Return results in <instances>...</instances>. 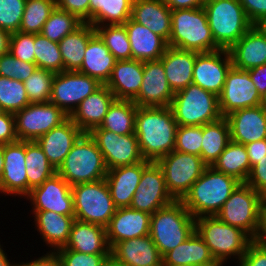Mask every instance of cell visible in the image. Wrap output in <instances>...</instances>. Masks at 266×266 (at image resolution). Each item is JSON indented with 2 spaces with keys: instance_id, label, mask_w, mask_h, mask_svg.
Listing matches in <instances>:
<instances>
[{
  "instance_id": "cell-22",
  "label": "cell",
  "mask_w": 266,
  "mask_h": 266,
  "mask_svg": "<svg viewBox=\"0 0 266 266\" xmlns=\"http://www.w3.org/2000/svg\"><path fill=\"white\" fill-rule=\"evenodd\" d=\"M151 214L120 207L106 226L107 241L112 248L116 243L149 235Z\"/></svg>"
},
{
  "instance_id": "cell-39",
  "label": "cell",
  "mask_w": 266,
  "mask_h": 266,
  "mask_svg": "<svg viewBox=\"0 0 266 266\" xmlns=\"http://www.w3.org/2000/svg\"><path fill=\"white\" fill-rule=\"evenodd\" d=\"M229 142L230 127L225 117L216 122L203 125L200 157L208 166H212Z\"/></svg>"
},
{
  "instance_id": "cell-3",
  "label": "cell",
  "mask_w": 266,
  "mask_h": 266,
  "mask_svg": "<svg viewBox=\"0 0 266 266\" xmlns=\"http://www.w3.org/2000/svg\"><path fill=\"white\" fill-rule=\"evenodd\" d=\"M195 232V218L181 200L151 214L149 235L162 257Z\"/></svg>"
},
{
  "instance_id": "cell-59",
  "label": "cell",
  "mask_w": 266,
  "mask_h": 266,
  "mask_svg": "<svg viewBox=\"0 0 266 266\" xmlns=\"http://www.w3.org/2000/svg\"><path fill=\"white\" fill-rule=\"evenodd\" d=\"M247 71L258 93L264 99L266 97V64L251 68Z\"/></svg>"
},
{
  "instance_id": "cell-5",
  "label": "cell",
  "mask_w": 266,
  "mask_h": 266,
  "mask_svg": "<svg viewBox=\"0 0 266 266\" xmlns=\"http://www.w3.org/2000/svg\"><path fill=\"white\" fill-rule=\"evenodd\" d=\"M107 172L103 154L89 133L78 138L57 169L70 186L102 180Z\"/></svg>"
},
{
  "instance_id": "cell-57",
  "label": "cell",
  "mask_w": 266,
  "mask_h": 266,
  "mask_svg": "<svg viewBox=\"0 0 266 266\" xmlns=\"http://www.w3.org/2000/svg\"><path fill=\"white\" fill-rule=\"evenodd\" d=\"M239 2L253 25L266 16V0H239Z\"/></svg>"
},
{
  "instance_id": "cell-12",
  "label": "cell",
  "mask_w": 266,
  "mask_h": 266,
  "mask_svg": "<svg viewBox=\"0 0 266 266\" xmlns=\"http://www.w3.org/2000/svg\"><path fill=\"white\" fill-rule=\"evenodd\" d=\"M102 85L97 79L78 71H62L53 78L49 102L70 117L79 104Z\"/></svg>"
},
{
  "instance_id": "cell-27",
  "label": "cell",
  "mask_w": 266,
  "mask_h": 266,
  "mask_svg": "<svg viewBox=\"0 0 266 266\" xmlns=\"http://www.w3.org/2000/svg\"><path fill=\"white\" fill-rule=\"evenodd\" d=\"M228 52L232 67L240 70L266 64V36L253 25Z\"/></svg>"
},
{
  "instance_id": "cell-2",
  "label": "cell",
  "mask_w": 266,
  "mask_h": 266,
  "mask_svg": "<svg viewBox=\"0 0 266 266\" xmlns=\"http://www.w3.org/2000/svg\"><path fill=\"white\" fill-rule=\"evenodd\" d=\"M240 181L208 166L181 200L194 218L216 216Z\"/></svg>"
},
{
  "instance_id": "cell-9",
  "label": "cell",
  "mask_w": 266,
  "mask_h": 266,
  "mask_svg": "<svg viewBox=\"0 0 266 266\" xmlns=\"http://www.w3.org/2000/svg\"><path fill=\"white\" fill-rule=\"evenodd\" d=\"M75 219L106 227L116 212L105 178L71 186Z\"/></svg>"
},
{
  "instance_id": "cell-54",
  "label": "cell",
  "mask_w": 266,
  "mask_h": 266,
  "mask_svg": "<svg viewBox=\"0 0 266 266\" xmlns=\"http://www.w3.org/2000/svg\"><path fill=\"white\" fill-rule=\"evenodd\" d=\"M246 184L266 196V156L252 167Z\"/></svg>"
},
{
  "instance_id": "cell-29",
  "label": "cell",
  "mask_w": 266,
  "mask_h": 266,
  "mask_svg": "<svg viewBox=\"0 0 266 266\" xmlns=\"http://www.w3.org/2000/svg\"><path fill=\"white\" fill-rule=\"evenodd\" d=\"M130 41L132 59L140 61L159 60L165 53L168 43L151 29L129 18L123 24Z\"/></svg>"
},
{
  "instance_id": "cell-52",
  "label": "cell",
  "mask_w": 266,
  "mask_h": 266,
  "mask_svg": "<svg viewBox=\"0 0 266 266\" xmlns=\"http://www.w3.org/2000/svg\"><path fill=\"white\" fill-rule=\"evenodd\" d=\"M9 52L17 59L35 63L34 34L20 31L11 33Z\"/></svg>"
},
{
  "instance_id": "cell-68",
  "label": "cell",
  "mask_w": 266,
  "mask_h": 266,
  "mask_svg": "<svg viewBox=\"0 0 266 266\" xmlns=\"http://www.w3.org/2000/svg\"><path fill=\"white\" fill-rule=\"evenodd\" d=\"M223 264L225 265L226 263H222V262H215V263H213V264L206 265V266H223Z\"/></svg>"
},
{
  "instance_id": "cell-60",
  "label": "cell",
  "mask_w": 266,
  "mask_h": 266,
  "mask_svg": "<svg viewBox=\"0 0 266 266\" xmlns=\"http://www.w3.org/2000/svg\"><path fill=\"white\" fill-rule=\"evenodd\" d=\"M17 266H62L61 261L55 251H49L48 253L44 254V256H41L39 258H36L35 260L31 262H20L17 263Z\"/></svg>"
},
{
  "instance_id": "cell-26",
  "label": "cell",
  "mask_w": 266,
  "mask_h": 266,
  "mask_svg": "<svg viewBox=\"0 0 266 266\" xmlns=\"http://www.w3.org/2000/svg\"><path fill=\"white\" fill-rule=\"evenodd\" d=\"M114 100L113 92L106 85H102L79 104L70 118L83 133H90L102 124Z\"/></svg>"
},
{
  "instance_id": "cell-15",
  "label": "cell",
  "mask_w": 266,
  "mask_h": 266,
  "mask_svg": "<svg viewBox=\"0 0 266 266\" xmlns=\"http://www.w3.org/2000/svg\"><path fill=\"white\" fill-rule=\"evenodd\" d=\"M218 99L219 109L223 117L238 109L263 104V98L252 82L249 72L234 67L228 71Z\"/></svg>"
},
{
  "instance_id": "cell-37",
  "label": "cell",
  "mask_w": 266,
  "mask_h": 266,
  "mask_svg": "<svg viewBox=\"0 0 266 266\" xmlns=\"http://www.w3.org/2000/svg\"><path fill=\"white\" fill-rule=\"evenodd\" d=\"M134 0H89L91 25H123L131 18ZM106 22V23H105Z\"/></svg>"
},
{
  "instance_id": "cell-40",
  "label": "cell",
  "mask_w": 266,
  "mask_h": 266,
  "mask_svg": "<svg viewBox=\"0 0 266 266\" xmlns=\"http://www.w3.org/2000/svg\"><path fill=\"white\" fill-rule=\"evenodd\" d=\"M136 113L133 101L115 99L99 127L120 135L134 134Z\"/></svg>"
},
{
  "instance_id": "cell-64",
  "label": "cell",
  "mask_w": 266,
  "mask_h": 266,
  "mask_svg": "<svg viewBox=\"0 0 266 266\" xmlns=\"http://www.w3.org/2000/svg\"><path fill=\"white\" fill-rule=\"evenodd\" d=\"M2 248L0 245V266H17V263L9 262L6 256L7 254L4 253L5 251Z\"/></svg>"
},
{
  "instance_id": "cell-48",
  "label": "cell",
  "mask_w": 266,
  "mask_h": 266,
  "mask_svg": "<svg viewBox=\"0 0 266 266\" xmlns=\"http://www.w3.org/2000/svg\"><path fill=\"white\" fill-rule=\"evenodd\" d=\"M203 126H179L176 130L174 150L200 156Z\"/></svg>"
},
{
  "instance_id": "cell-4",
  "label": "cell",
  "mask_w": 266,
  "mask_h": 266,
  "mask_svg": "<svg viewBox=\"0 0 266 266\" xmlns=\"http://www.w3.org/2000/svg\"><path fill=\"white\" fill-rule=\"evenodd\" d=\"M168 46L196 52L221 49L214 41L203 7L171 11V35Z\"/></svg>"
},
{
  "instance_id": "cell-10",
  "label": "cell",
  "mask_w": 266,
  "mask_h": 266,
  "mask_svg": "<svg viewBox=\"0 0 266 266\" xmlns=\"http://www.w3.org/2000/svg\"><path fill=\"white\" fill-rule=\"evenodd\" d=\"M264 196L246 183H241L216 215L221 221L238 227L253 240L260 223V207Z\"/></svg>"
},
{
  "instance_id": "cell-11",
  "label": "cell",
  "mask_w": 266,
  "mask_h": 266,
  "mask_svg": "<svg viewBox=\"0 0 266 266\" xmlns=\"http://www.w3.org/2000/svg\"><path fill=\"white\" fill-rule=\"evenodd\" d=\"M156 162L161 167L167 189L175 200H182L208 167L200 156L176 150Z\"/></svg>"
},
{
  "instance_id": "cell-67",
  "label": "cell",
  "mask_w": 266,
  "mask_h": 266,
  "mask_svg": "<svg viewBox=\"0 0 266 266\" xmlns=\"http://www.w3.org/2000/svg\"><path fill=\"white\" fill-rule=\"evenodd\" d=\"M4 167L3 145H0V177Z\"/></svg>"
},
{
  "instance_id": "cell-17",
  "label": "cell",
  "mask_w": 266,
  "mask_h": 266,
  "mask_svg": "<svg viewBox=\"0 0 266 266\" xmlns=\"http://www.w3.org/2000/svg\"><path fill=\"white\" fill-rule=\"evenodd\" d=\"M25 198L33 204L32 212L52 211L74 216L71 186L58 173L33 188Z\"/></svg>"
},
{
  "instance_id": "cell-42",
  "label": "cell",
  "mask_w": 266,
  "mask_h": 266,
  "mask_svg": "<svg viewBox=\"0 0 266 266\" xmlns=\"http://www.w3.org/2000/svg\"><path fill=\"white\" fill-rule=\"evenodd\" d=\"M55 7V0H26L19 31L40 34Z\"/></svg>"
},
{
  "instance_id": "cell-38",
  "label": "cell",
  "mask_w": 266,
  "mask_h": 266,
  "mask_svg": "<svg viewBox=\"0 0 266 266\" xmlns=\"http://www.w3.org/2000/svg\"><path fill=\"white\" fill-rule=\"evenodd\" d=\"M212 167L221 173L246 183L251 172L250 161L245 145L230 141Z\"/></svg>"
},
{
  "instance_id": "cell-56",
  "label": "cell",
  "mask_w": 266,
  "mask_h": 266,
  "mask_svg": "<svg viewBox=\"0 0 266 266\" xmlns=\"http://www.w3.org/2000/svg\"><path fill=\"white\" fill-rule=\"evenodd\" d=\"M14 114L3 112L0 114V145L17 142Z\"/></svg>"
},
{
  "instance_id": "cell-46",
  "label": "cell",
  "mask_w": 266,
  "mask_h": 266,
  "mask_svg": "<svg viewBox=\"0 0 266 266\" xmlns=\"http://www.w3.org/2000/svg\"><path fill=\"white\" fill-rule=\"evenodd\" d=\"M29 104L23 81L0 76V107L3 112L15 114Z\"/></svg>"
},
{
  "instance_id": "cell-44",
  "label": "cell",
  "mask_w": 266,
  "mask_h": 266,
  "mask_svg": "<svg viewBox=\"0 0 266 266\" xmlns=\"http://www.w3.org/2000/svg\"><path fill=\"white\" fill-rule=\"evenodd\" d=\"M83 23L76 15L55 7L45 22L41 34L49 40L58 43Z\"/></svg>"
},
{
  "instance_id": "cell-8",
  "label": "cell",
  "mask_w": 266,
  "mask_h": 266,
  "mask_svg": "<svg viewBox=\"0 0 266 266\" xmlns=\"http://www.w3.org/2000/svg\"><path fill=\"white\" fill-rule=\"evenodd\" d=\"M170 108L179 126H203L223 117L218 96L195 84L175 92Z\"/></svg>"
},
{
  "instance_id": "cell-33",
  "label": "cell",
  "mask_w": 266,
  "mask_h": 266,
  "mask_svg": "<svg viewBox=\"0 0 266 266\" xmlns=\"http://www.w3.org/2000/svg\"><path fill=\"white\" fill-rule=\"evenodd\" d=\"M162 258L163 266H206L217 262L196 231Z\"/></svg>"
},
{
  "instance_id": "cell-51",
  "label": "cell",
  "mask_w": 266,
  "mask_h": 266,
  "mask_svg": "<svg viewBox=\"0 0 266 266\" xmlns=\"http://www.w3.org/2000/svg\"><path fill=\"white\" fill-rule=\"evenodd\" d=\"M62 266H101L111 254H87L69 249H57Z\"/></svg>"
},
{
  "instance_id": "cell-65",
  "label": "cell",
  "mask_w": 266,
  "mask_h": 266,
  "mask_svg": "<svg viewBox=\"0 0 266 266\" xmlns=\"http://www.w3.org/2000/svg\"><path fill=\"white\" fill-rule=\"evenodd\" d=\"M254 26L266 36V16L262 17Z\"/></svg>"
},
{
  "instance_id": "cell-41",
  "label": "cell",
  "mask_w": 266,
  "mask_h": 266,
  "mask_svg": "<svg viewBox=\"0 0 266 266\" xmlns=\"http://www.w3.org/2000/svg\"><path fill=\"white\" fill-rule=\"evenodd\" d=\"M28 194L57 173L36 141H25Z\"/></svg>"
},
{
  "instance_id": "cell-32",
  "label": "cell",
  "mask_w": 266,
  "mask_h": 266,
  "mask_svg": "<svg viewBox=\"0 0 266 266\" xmlns=\"http://www.w3.org/2000/svg\"><path fill=\"white\" fill-rule=\"evenodd\" d=\"M171 11L163 0H134L131 19L168 42L171 35Z\"/></svg>"
},
{
  "instance_id": "cell-16",
  "label": "cell",
  "mask_w": 266,
  "mask_h": 266,
  "mask_svg": "<svg viewBox=\"0 0 266 266\" xmlns=\"http://www.w3.org/2000/svg\"><path fill=\"white\" fill-rule=\"evenodd\" d=\"M175 201L169 193L164 174L157 162H150L142 172L130 208L149 214Z\"/></svg>"
},
{
  "instance_id": "cell-6",
  "label": "cell",
  "mask_w": 266,
  "mask_h": 266,
  "mask_svg": "<svg viewBox=\"0 0 266 266\" xmlns=\"http://www.w3.org/2000/svg\"><path fill=\"white\" fill-rule=\"evenodd\" d=\"M195 231L204 240L215 260L222 263L232 256L240 261L253 241L242 229L226 224L217 216L195 218Z\"/></svg>"
},
{
  "instance_id": "cell-49",
  "label": "cell",
  "mask_w": 266,
  "mask_h": 266,
  "mask_svg": "<svg viewBox=\"0 0 266 266\" xmlns=\"http://www.w3.org/2000/svg\"><path fill=\"white\" fill-rule=\"evenodd\" d=\"M26 0H0V29L18 32Z\"/></svg>"
},
{
  "instance_id": "cell-23",
  "label": "cell",
  "mask_w": 266,
  "mask_h": 266,
  "mask_svg": "<svg viewBox=\"0 0 266 266\" xmlns=\"http://www.w3.org/2000/svg\"><path fill=\"white\" fill-rule=\"evenodd\" d=\"M111 256L122 266H163V258L150 235L116 243Z\"/></svg>"
},
{
  "instance_id": "cell-53",
  "label": "cell",
  "mask_w": 266,
  "mask_h": 266,
  "mask_svg": "<svg viewBox=\"0 0 266 266\" xmlns=\"http://www.w3.org/2000/svg\"><path fill=\"white\" fill-rule=\"evenodd\" d=\"M236 262L238 266H266V245L253 240L240 261Z\"/></svg>"
},
{
  "instance_id": "cell-13",
  "label": "cell",
  "mask_w": 266,
  "mask_h": 266,
  "mask_svg": "<svg viewBox=\"0 0 266 266\" xmlns=\"http://www.w3.org/2000/svg\"><path fill=\"white\" fill-rule=\"evenodd\" d=\"M19 141H36L69 116L51 102L30 103L14 114Z\"/></svg>"
},
{
  "instance_id": "cell-18",
  "label": "cell",
  "mask_w": 266,
  "mask_h": 266,
  "mask_svg": "<svg viewBox=\"0 0 266 266\" xmlns=\"http://www.w3.org/2000/svg\"><path fill=\"white\" fill-rule=\"evenodd\" d=\"M231 67L228 49L198 53L193 67L192 84L219 96Z\"/></svg>"
},
{
  "instance_id": "cell-20",
  "label": "cell",
  "mask_w": 266,
  "mask_h": 266,
  "mask_svg": "<svg viewBox=\"0 0 266 266\" xmlns=\"http://www.w3.org/2000/svg\"><path fill=\"white\" fill-rule=\"evenodd\" d=\"M4 167L0 177L1 194L26 197L28 182L26 171L25 141L3 144Z\"/></svg>"
},
{
  "instance_id": "cell-47",
  "label": "cell",
  "mask_w": 266,
  "mask_h": 266,
  "mask_svg": "<svg viewBox=\"0 0 266 266\" xmlns=\"http://www.w3.org/2000/svg\"><path fill=\"white\" fill-rule=\"evenodd\" d=\"M55 73L37 68L24 82L30 103L49 102Z\"/></svg>"
},
{
  "instance_id": "cell-35",
  "label": "cell",
  "mask_w": 266,
  "mask_h": 266,
  "mask_svg": "<svg viewBox=\"0 0 266 266\" xmlns=\"http://www.w3.org/2000/svg\"><path fill=\"white\" fill-rule=\"evenodd\" d=\"M35 229L52 251L68 242L75 216L61 215L52 211L33 212Z\"/></svg>"
},
{
  "instance_id": "cell-43",
  "label": "cell",
  "mask_w": 266,
  "mask_h": 266,
  "mask_svg": "<svg viewBox=\"0 0 266 266\" xmlns=\"http://www.w3.org/2000/svg\"><path fill=\"white\" fill-rule=\"evenodd\" d=\"M95 32L117 61L132 59L130 41L124 25L95 26Z\"/></svg>"
},
{
  "instance_id": "cell-45",
  "label": "cell",
  "mask_w": 266,
  "mask_h": 266,
  "mask_svg": "<svg viewBox=\"0 0 266 266\" xmlns=\"http://www.w3.org/2000/svg\"><path fill=\"white\" fill-rule=\"evenodd\" d=\"M35 64L38 68L60 73L64 71V63L58 43L49 40L41 33L34 34Z\"/></svg>"
},
{
  "instance_id": "cell-58",
  "label": "cell",
  "mask_w": 266,
  "mask_h": 266,
  "mask_svg": "<svg viewBox=\"0 0 266 266\" xmlns=\"http://www.w3.org/2000/svg\"><path fill=\"white\" fill-rule=\"evenodd\" d=\"M245 147L248 153L251 168L266 156V139L248 143Z\"/></svg>"
},
{
  "instance_id": "cell-30",
  "label": "cell",
  "mask_w": 266,
  "mask_h": 266,
  "mask_svg": "<svg viewBox=\"0 0 266 266\" xmlns=\"http://www.w3.org/2000/svg\"><path fill=\"white\" fill-rule=\"evenodd\" d=\"M87 254H111L106 227L74 220L68 242L64 247Z\"/></svg>"
},
{
  "instance_id": "cell-31",
  "label": "cell",
  "mask_w": 266,
  "mask_h": 266,
  "mask_svg": "<svg viewBox=\"0 0 266 266\" xmlns=\"http://www.w3.org/2000/svg\"><path fill=\"white\" fill-rule=\"evenodd\" d=\"M199 52L168 46L159 59L165 70L168 84L175 93L193 81V67Z\"/></svg>"
},
{
  "instance_id": "cell-62",
  "label": "cell",
  "mask_w": 266,
  "mask_h": 266,
  "mask_svg": "<svg viewBox=\"0 0 266 266\" xmlns=\"http://www.w3.org/2000/svg\"><path fill=\"white\" fill-rule=\"evenodd\" d=\"M254 241L266 245V196H264L261 203L259 229Z\"/></svg>"
},
{
  "instance_id": "cell-21",
  "label": "cell",
  "mask_w": 266,
  "mask_h": 266,
  "mask_svg": "<svg viewBox=\"0 0 266 266\" xmlns=\"http://www.w3.org/2000/svg\"><path fill=\"white\" fill-rule=\"evenodd\" d=\"M225 118L230 127V141L246 145L266 139V112L263 104L235 110Z\"/></svg>"
},
{
  "instance_id": "cell-25",
  "label": "cell",
  "mask_w": 266,
  "mask_h": 266,
  "mask_svg": "<svg viewBox=\"0 0 266 266\" xmlns=\"http://www.w3.org/2000/svg\"><path fill=\"white\" fill-rule=\"evenodd\" d=\"M82 134L80 128L68 117L60 125L39 137L36 142L57 170Z\"/></svg>"
},
{
  "instance_id": "cell-14",
  "label": "cell",
  "mask_w": 266,
  "mask_h": 266,
  "mask_svg": "<svg viewBox=\"0 0 266 266\" xmlns=\"http://www.w3.org/2000/svg\"><path fill=\"white\" fill-rule=\"evenodd\" d=\"M89 134L103 154L108 170L145 160L135 134L120 135L100 127L94 128Z\"/></svg>"
},
{
  "instance_id": "cell-36",
  "label": "cell",
  "mask_w": 266,
  "mask_h": 266,
  "mask_svg": "<svg viewBox=\"0 0 266 266\" xmlns=\"http://www.w3.org/2000/svg\"><path fill=\"white\" fill-rule=\"evenodd\" d=\"M95 33L93 25L83 23L74 32L58 42L64 63V71H78L81 68L88 41Z\"/></svg>"
},
{
  "instance_id": "cell-24",
  "label": "cell",
  "mask_w": 266,
  "mask_h": 266,
  "mask_svg": "<svg viewBox=\"0 0 266 266\" xmlns=\"http://www.w3.org/2000/svg\"><path fill=\"white\" fill-rule=\"evenodd\" d=\"M150 162L144 160L133 165L120 166L108 170L105 180L114 205L117 208L130 207L133 196L137 191L143 169Z\"/></svg>"
},
{
  "instance_id": "cell-66",
  "label": "cell",
  "mask_w": 266,
  "mask_h": 266,
  "mask_svg": "<svg viewBox=\"0 0 266 266\" xmlns=\"http://www.w3.org/2000/svg\"><path fill=\"white\" fill-rule=\"evenodd\" d=\"M101 266H122L112 256H109Z\"/></svg>"
},
{
  "instance_id": "cell-63",
  "label": "cell",
  "mask_w": 266,
  "mask_h": 266,
  "mask_svg": "<svg viewBox=\"0 0 266 266\" xmlns=\"http://www.w3.org/2000/svg\"><path fill=\"white\" fill-rule=\"evenodd\" d=\"M11 33L0 29V56L9 53Z\"/></svg>"
},
{
  "instance_id": "cell-50",
  "label": "cell",
  "mask_w": 266,
  "mask_h": 266,
  "mask_svg": "<svg viewBox=\"0 0 266 266\" xmlns=\"http://www.w3.org/2000/svg\"><path fill=\"white\" fill-rule=\"evenodd\" d=\"M37 68L35 63L17 59L10 52L0 56V76L25 81Z\"/></svg>"
},
{
  "instance_id": "cell-61",
  "label": "cell",
  "mask_w": 266,
  "mask_h": 266,
  "mask_svg": "<svg viewBox=\"0 0 266 266\" xmlns=\"http://www.w3.org/2000/svg\"><path fill=\"white\" fill-rule=\"evenodd\" d=\"M206 0H163L171 9H197L204 6Z\"/></svg>"
},
{
  "instance_id": "cell-19",
  "label": "cell",
  "mask_w": 266,
  "mask_h": 266,
  "mask_svg": "<svg viewBox=\"0 0 266 266\" xmlns=\"http://www.w3.org/2000/svg\"><path fill=\"white\" fill-rule=\"evenodd\" d=\"M160 60L143 62V79L139 94L133 100L138 107H169L174 97Z\"/></svg>"
},
{
  "instance_id": "cell-7",
  "label": "cell",
  "mask_w": 266,
  "mask_h": 266,
  "mask_svg": "<svg viewBox=\"0 0 266 266\" xmlns=\"http://www.w3.org/2000/svg\"><path fill=\"white\" fill-rule=\"evenodd\" d=\"M203 8L221 49H229L253 26L239 0H206Z\"/></svg>"
},
{
  "instance_id": "cell-28",
  "label": "cell",
  "mask_w": 266,
  "mask_h": 266,
  "mask_svg": "<svg viewBox=\"0 0 266 266\" xmlns=\"http://www.w3.org/2000/svg\"><path fill=\"white\" fill-rule=\"evenodd\" d=\"M142 79L143 61L118 60L105 85L113 92L115 99L133 101L139 94Z\"/></svg>"
},
{
  "instance_id": "cell-55",
  "label": "cell",
  "mask_w": 266,
  "mask_h": 266,
  "mask_svg": "<svg viewBox=\"0 0 266 266\" xmlns=\"http://www.w3.org/2000/svg\"><path fill=\"white\" fill-rule=\"evenodd\" d=\"M56 7L76 15L84 23L89 22V0H55Z\"/></svg>"
},
{
  "instance_id": "cell-69",
  "label": "cell",
  "mask_w": 266,
  "mask_h": 266,
  "mask_svg": "<svg viewBox=\"0 0 266 266\" xmlns=\"http://www.w3.org/2000/svg\"><path fill=\"white\" fill-rule=\"evenodd\" d=\"M263 106H264V109H265V112H266V97L263 99Z\"/></svg>"
},
{
  "instance_id": "cell-34",
  "label": "cell",
  "mask_w": 266,
  "mask_h": 266,
  "mask_svg": "<svg viewBox=\"0 0 266 266\" xmlns=\"http://www.w3.org/2000/svg\"><path fill=\"white\" fill-rule=\"evenodd\" d=\"M116 61L103 40L95 33L88 41L83 63L78 72L93 77L105 85L111 76Z\"/></svg>"
},
{
  "instance_id": "cell-1",
  "label": "cell",
  "mask_w": 266,
  "mask_h": 266,
  "mask_svg": "<svg viewBox=\"0 0 266 266\" xmlns=\"http://www.w3.org/2000/svg\"><path fill=\"white\" fill-rule=\"evenodd\" d=\"M177 127L178 124L170 106H137L134 134L142 157L156 162L174 151Z\"/></svg>"
}]
</instances>
